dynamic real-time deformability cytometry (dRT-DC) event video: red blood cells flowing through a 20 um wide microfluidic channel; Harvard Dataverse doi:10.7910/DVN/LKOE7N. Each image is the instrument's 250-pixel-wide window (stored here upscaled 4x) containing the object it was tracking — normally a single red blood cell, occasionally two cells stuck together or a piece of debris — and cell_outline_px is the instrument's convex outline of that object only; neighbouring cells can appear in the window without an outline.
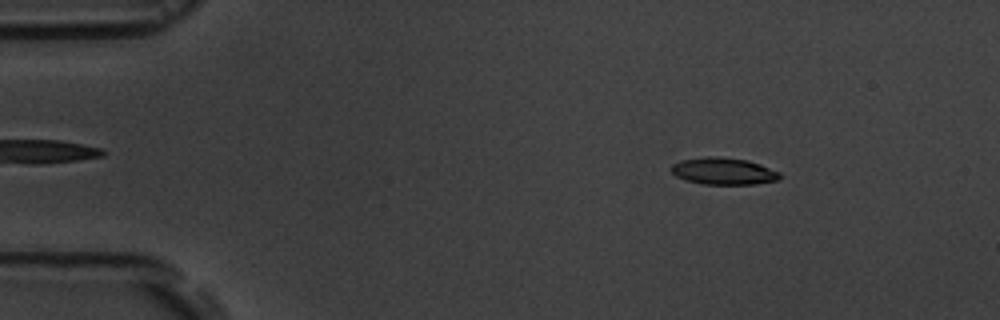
{"species": "common noctule bat (a hibernating species)", "species_latin": "Nyctalus noctula", "temperature_condition": "room temperature", "stored_images_in_passage": 9, "camera_frame_rate_fps": 3000, "um_per_image_px": 0.085, "animal": {"sex": "male", "body_mass_g": 19.5, "forearm_length_mm": 54.6}, "frame": {"image": 1, "passage_image": 2, "time_ms": 1.333, "image_size_px": [1000, 320], "cell_outline_px": [[780, 176], [776, 180], [756, 184], [704, 184], [688, 180], [676, 176], [672, 172], [672, 164], [680, 160], [708, 156], [716, 156], [748, 160], [760, 164], [780, 172]], "centroid_in_image_um": [61.5, 14.54], "position_along_channel_um": 23.5, "area_um2": 16.88}}
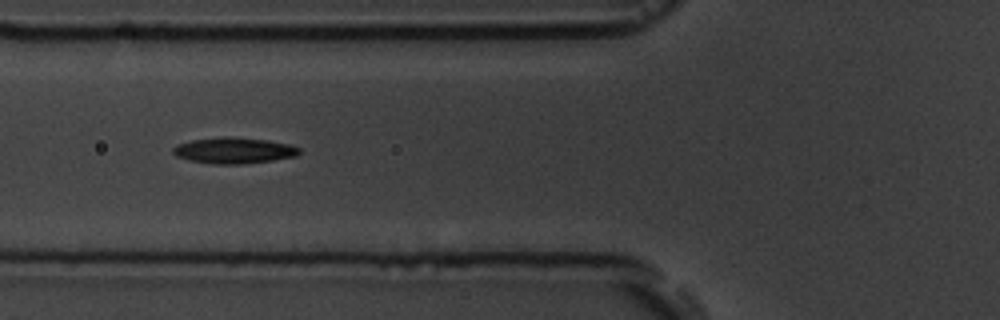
{"frame": {"image": 2, "passage_image": 6, "time_ms": 5.667, "image_size_px": [1000, 320], "cell_outline_px": [[300, 152], [296, 156], [272, 160], [240, 164], [212, 164], [188, 160], [176, 156], [172, 152], [172, 148], [176, 144], [192, 140], [224, 136], [228, 136], [268, 140], [288, 144], [300, 148]], "centroid_in_image_um": [19.84, 12.79], "position_along_channel_um": 106.0, "area_um2": 19.19}}
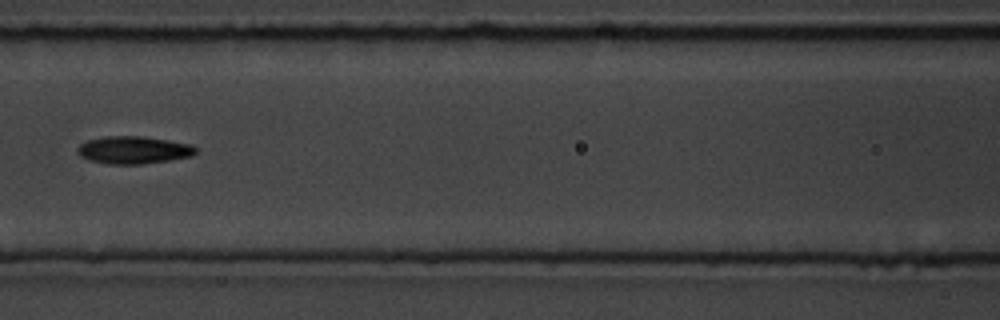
{"frame": {"image": 3, "passage_image": 7, "time_ms": 7.0, "image_size_px": [1000, 320], "cell_outline_px": [[196, 152], [192, 156], [168, 160], [140, 164], [108, 164], [88, 160], [80, 156], [76, 152], [76, 148], [80, 144], [88, 140], [104, 136], [140, 136], [168, 140], [192, 144], [196, 148]], "centroid_in_image_um": [11.32, 12.75], "position_along_channel_um": 155.3, "area_um2": 19.02}}